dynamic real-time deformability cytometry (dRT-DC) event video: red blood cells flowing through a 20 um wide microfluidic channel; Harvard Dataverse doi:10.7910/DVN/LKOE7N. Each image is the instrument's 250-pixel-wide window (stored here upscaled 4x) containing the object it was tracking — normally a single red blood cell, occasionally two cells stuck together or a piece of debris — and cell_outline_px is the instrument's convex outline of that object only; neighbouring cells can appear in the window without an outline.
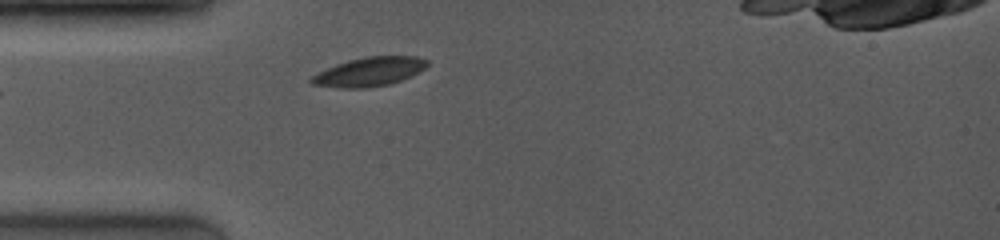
{"species": "common noctule bat (a hibernating species)", "species_latin": "Nyctalus noctula", "temperature_condition": "room temperature", "stored_images_in_passage": 33, "camera_frame_rate_fps": 4000, "um_per_image_px": 0.085, "animal": {"sex": "female", "body_mass_g": 19.0, "forearm_length_mm": 53.3}, "frame": {"image": 1, "passage_image": 2, "time_ms": 0.25, "image_size_px": [1000, 240], "cell_outline_px": [[428, 64], [424, 68], [400, 80], [388, 84], [364, 88], [340, 88], [312, 84], [308, 80], [312, 76], [336, 64], [348, 60], [368, 56], [416, 56], [428, 60]], "centroid_in_image_um": [31.36, 6.09], "position_along_channel_um": 53.6, "area_um2": 19.19}}
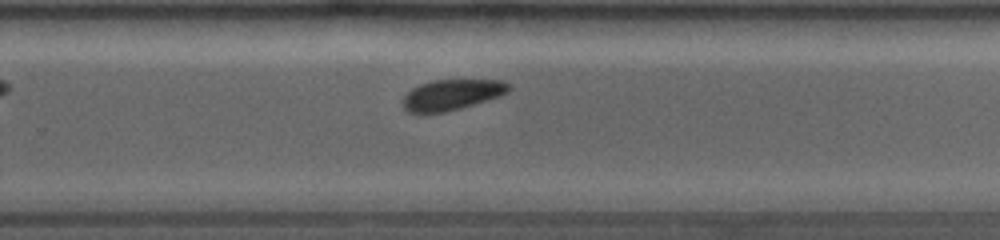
{"frame": {"image": 2, "passage_image": 21, "time_ms": 6.25, "image_size_px": [1000, 240], "cell_outline_px": [[512, 88], [508, 92], [500, 96], [460, 108], [444, 112], [408, 112], [404, 108], [400, 100], [412, 88], [420, 84], [432, 80], [504, 80], [512, 84]], "centroid_in_image_um": [38.43, 8.03], "position_along_channel_um": 291.4, "area_um2": 18.96}}
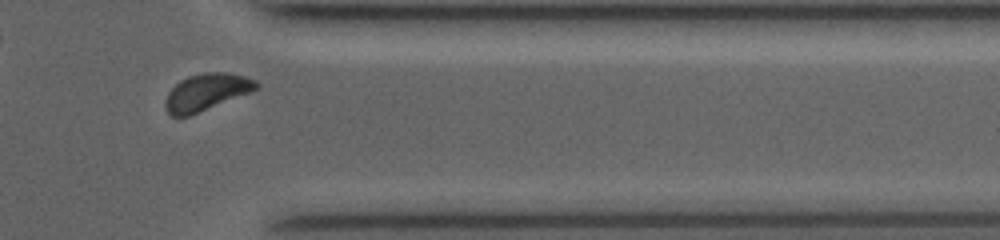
{"frame": {"image": 3, "passage_image": 29, "time_ms": 8.75, "image_size_px": [1000, 240], "cell_outline_px": [[260, 88], [188, 116], [172, 116], [168, 112], [164, 104], [168, 92], [180, 80], [188, 76], [204, 72], [228, 72], [244, 76], [256, 80], [260, 84]], "centroid_in_image_um": [17.56, 7.8], "position_along_channel_um": 393.8, "area_um2": 19.36}, "authors_computed_cell_mechanics": {"area_um2": 19.4208, "velocity_mm_per_s": 4.0812, "shape_relaxation_time_tau1_ms": null, "shape_relaxation_time_tau2_ms": 8.7005, "deformation_change_tau1": null, "deformation_change_tau2": 0.1374}}